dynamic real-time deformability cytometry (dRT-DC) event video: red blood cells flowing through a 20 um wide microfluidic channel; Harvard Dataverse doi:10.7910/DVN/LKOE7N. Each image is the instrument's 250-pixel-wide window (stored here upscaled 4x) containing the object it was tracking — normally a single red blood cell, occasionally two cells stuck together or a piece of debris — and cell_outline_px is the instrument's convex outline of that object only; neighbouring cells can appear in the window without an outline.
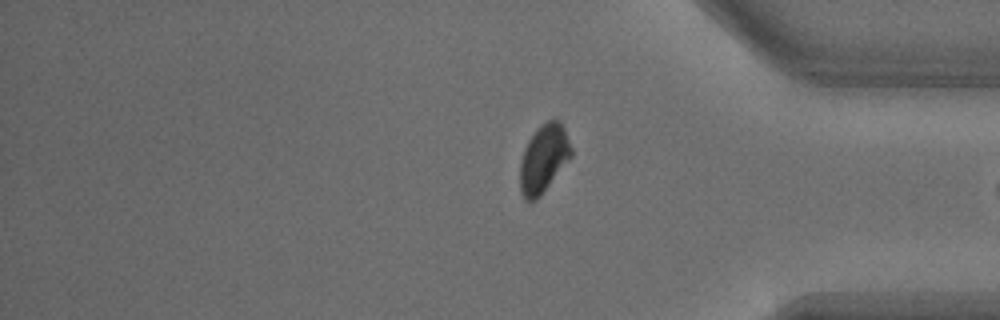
{"species": "common noctule bat (a hibernating species)", "species_latin": "Nyctalus noctula", "temperature_condition": "warm", "stored_images_in_passage": 33, "segment_of_instrument_passage": [2, 2], "camera_frame_rate_fps": 3000, "um_per_image_px": 0.085, "animal": {"sex": "male", "body_mass_g": 18.8}, "frame": {"image": 1, "passage_image": 33, "time_ms": 10.667, "image_size_px": [1000, 320], "cell_outline_px": [[572, 156], [540, 196], [536, 200], [524, 200], [520, 188], [520, 164], [524, 148], [528, 140], [536, 128], [540, 124], [548, 120], [560, 120], [564, 128], [572, 148]], "centroid_in_image_um": [46.21, 13.46], "position_along_channel_um": 389.0, "area_um2": 20.29}}